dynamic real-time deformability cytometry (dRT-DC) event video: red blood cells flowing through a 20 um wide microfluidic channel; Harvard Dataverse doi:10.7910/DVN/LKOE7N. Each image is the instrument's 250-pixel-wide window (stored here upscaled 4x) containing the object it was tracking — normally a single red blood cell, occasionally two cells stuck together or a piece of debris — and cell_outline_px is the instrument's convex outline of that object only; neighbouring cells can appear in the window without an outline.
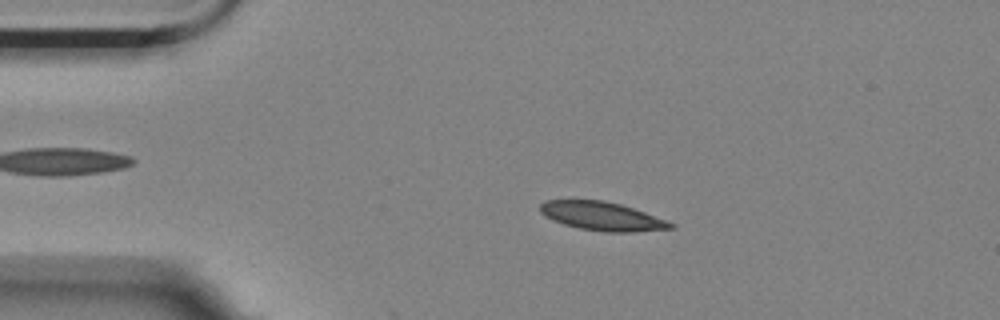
{"species": "Egyptian fruit bat (a non-hibernating species)", "species_latin": "Rousettus aegyptiacus", "temperature_condition": "room temperature", "stored_images_in_passage": 8, "camera_frame_rate_fps": 3000, "um_per_image_px": 0.085, "animal": {"sex": "female"}, "frame": {"image": 1, "passage_image": 2, "time_ms": 0.333, "image_size_px": [1000, 320], "cell_outline_px": [[676, 228], [632, 232], [604, 232], [580, 228], [564, 224], [552, 220], [544, 216], [540, 212], [540, 204], [544, 200], [604, 200], [620, 204], [668, 220], [676, 224]], "centroid_in_image_um": [51.19, 18.38], "position_along_channel_um": 33.8, "area_um2": 21.85}}
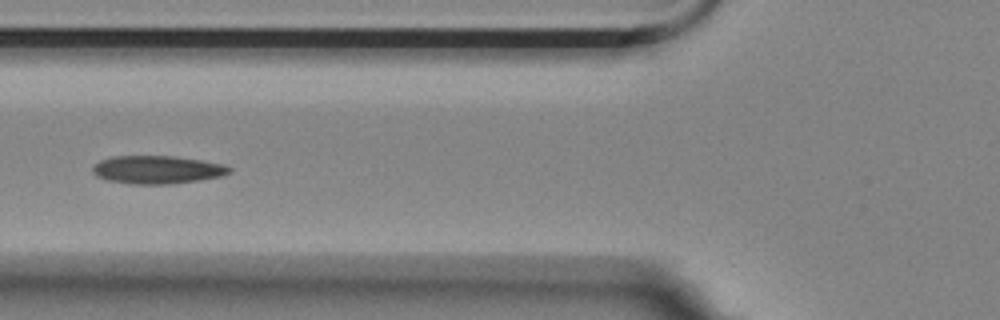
{"frame": {"image": 2, "passage_image": 5, "time_ms": 1.333, "image_size_px": [1000, 320], "cell_outline_px": [[232, 172], [224, 176], [200, 180], [172, 184], [128, 184], [108, 180], [96, 176], [92, 172], [92, 164], [100, 160], [112, 156], [172, 156], [200, 160], [220, 164], [232, 168]], "centroid_in_image_um": [13.34, 14.43], "position_along_channel_um": 112.5, "area_um2": 22.54}}
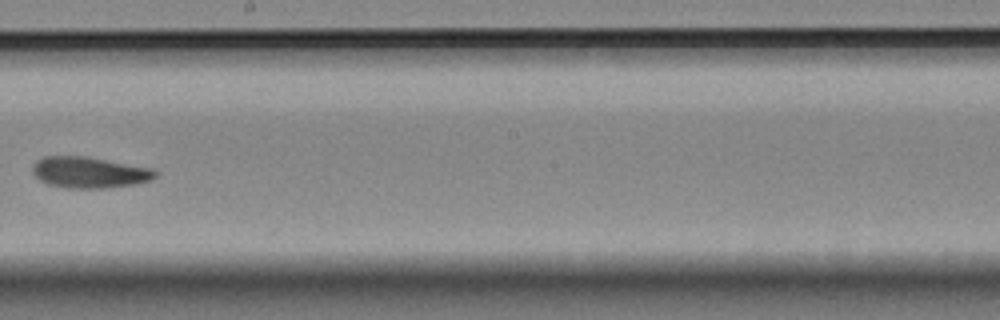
{"frame": {"image": 3, "passage_image": 8, "time_ms": 2.333, "image_size_px": [1000, 320], "cell_outline_px": [[156, 176], [152, 180], [136, 184], [108, 188], [64, 188], [48, 184], [40, 180], [32, 172], [32, 164], [36, 160], [44, 156], [88, 156], [152, 168], [156, 172]], "centroid_in_image_um": [7.58, 14.65], "position_along_channel_um": 240.6, "area_um2": 22.54}}